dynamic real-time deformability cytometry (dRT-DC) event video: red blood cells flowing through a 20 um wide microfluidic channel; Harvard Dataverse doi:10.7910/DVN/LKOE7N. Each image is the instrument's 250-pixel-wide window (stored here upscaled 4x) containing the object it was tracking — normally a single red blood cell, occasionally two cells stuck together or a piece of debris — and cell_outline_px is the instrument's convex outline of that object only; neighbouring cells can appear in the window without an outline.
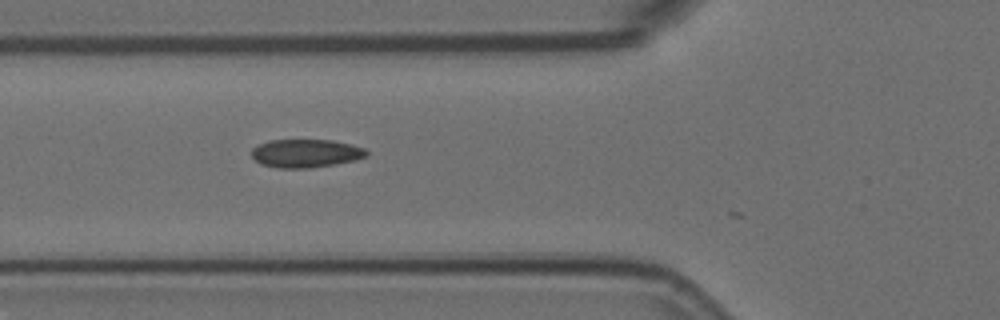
{"species": "Egyptian fruit bat (a non-hibernating species)", "species_latin": "Rousettus aegyptiacus", "temperature_condition": "room temperature", "stored_images_in_passage": 3, "camera_frame_rate_fps": 3000, "um_per_image_px": 0.085, "animal": {"sex": "female"}, "frame": {"image": 1, "passage_image": 3, "time_ms": 0.667, "image_size_px": [1000, 320], "cell_outline_px": [[368, 156], [356, 160], [308, 168], [276, 168], [260, 164], [252, 156], [252, 148], [268, 140], [332, 140], [352, 144], [364, 148], [368, 152]], "centroid_in_image_um": [26.0, 13.03], "position_along_channel_um": 99.8, "area_um2": 18.96}}